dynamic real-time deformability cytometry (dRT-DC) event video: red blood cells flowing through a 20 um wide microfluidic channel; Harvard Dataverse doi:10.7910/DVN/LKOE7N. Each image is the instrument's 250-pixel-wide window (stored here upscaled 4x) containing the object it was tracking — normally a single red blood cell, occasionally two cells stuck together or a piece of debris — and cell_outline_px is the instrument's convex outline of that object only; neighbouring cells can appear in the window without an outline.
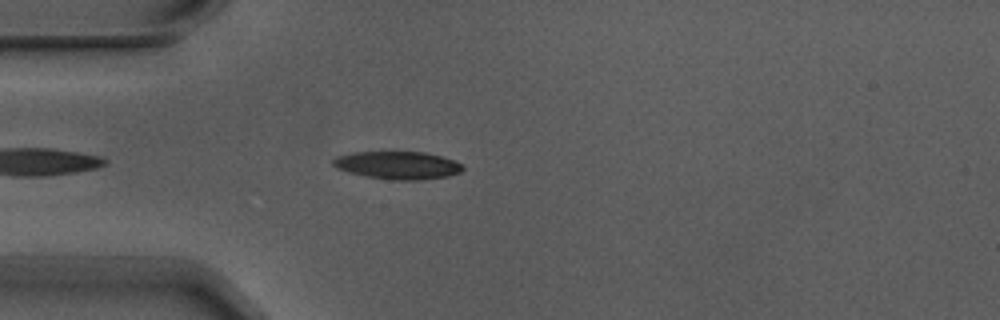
{"species": "Egyptian fruit bat (a non-hibernating species)", "species_latin": "Rousettus aegyptiacus", "temperature_condition": "warm", "stored_images_in_passage": 4, "camera_frame_rate_fps": 3000, "um_per_image_px": 0.085, "animal": {"sex": "male"}, "frame": {"image": 1, "passage_image": 3, "time_ms": 0.667, "image_size_px": [1000, 320], "cell_outline_px": [[464, 168], [460, 172], [448, 176], [420, 180], [392, 180], [364, 176], [348, 172], [336, 168], [332, 164], [332, 160], [336, 156], [352, 152], [424, 152], [440, 156], [464, 164]], "centroid_in_image_um": [33.78, 14.05], "position_along_channel_um": 51.2, "area_um2": 21.1}}